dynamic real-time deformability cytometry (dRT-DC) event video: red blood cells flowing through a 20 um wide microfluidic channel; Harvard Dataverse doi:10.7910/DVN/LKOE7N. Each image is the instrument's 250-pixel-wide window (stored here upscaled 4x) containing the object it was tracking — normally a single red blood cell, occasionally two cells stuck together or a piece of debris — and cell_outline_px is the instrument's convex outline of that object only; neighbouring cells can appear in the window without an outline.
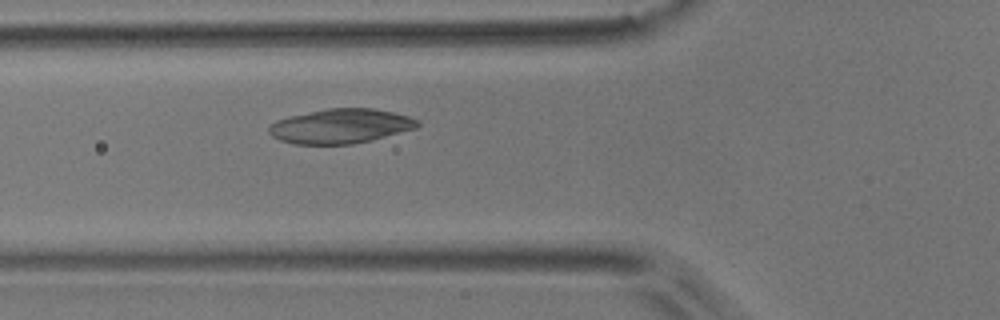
{"species": "common noctule bat (a hibernating species)", "species_latin": "Nyctalus noctula", "temperature_condition": "room temperature", "stored_images_in_passage": 3, "camera_frame_rate_fps": 3000, "um_per_image_px": 0.085, "animal": {"sex": "male", "body_mass_g": 17.9}, "frame": {"image": 1, "passage_image": 3, "time_ms": 0.667, "image_size_px": [1000, 320], "cell_outline_px": [[420, 124], [416, 128], [372, 140], [352, 144], [292, 144], [280, 140], [272, 136], [268, 132], [268, 128], [276, 120], [288, 116], [324, 108], [372, 108], [392, 112], [408, 116], [420, 120]], "centroid_in_image_um": [28.94, 10.72], "position_along_channel_um": 96.9, "area_um2": 30.06}}